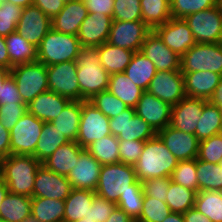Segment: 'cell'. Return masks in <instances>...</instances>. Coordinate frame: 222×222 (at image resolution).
Masks as SVG:
<instances>
[{"label":"cell","mask_w":222,"mask_h":222,"mask_svg":"<svg viewBox=\"0 0 222 222\" xmlns=\"http://www.w3.org/2000/svg\"><path fill=\"white\" fill-rule=\"evenodd\" d=\"M80 101H88L95 94L108 90L110 74L100 64L97 47H82L75 57Z\"/></svg>","instance_id":"6da1fadb"},{"label":"cell","mask_w":222,"mask_h":222,"mask_svg":"<svg viewBox=\"0 0 222 222\" xmlns=\"http://www.w3.org/2000/svg\"><path fill=\"white\" fill-rule=\"evenodd\" d=\"M178 162L156 134L145 141L140 158L134 165L137 180L142 182L157 177H171Z\"/></svg>","instance_id":"7a4b0ae2"},{"label":"cell","mask_w":222,"mask_h":222,"mask_svg":"<svg viewBox=\"0 0 222 222\" xmlns=\"http://www.w3.org/2000/svg\"><path fill=\"white\" fill-rule=\"evenodd\" d=\"M40 165L33 155L10 154L1 160L0 177L10 193L32 198L35 176Z\"/></svg>","instance_id":"3957f363"},{"label":"cell","mask_w":222,"mask_h":222,"mask_svg":"<svg viewBox=\"0 0 222 222\" xmlns=\"http://www.w3.org/2000/svg\"><path fill=\"white\" fill-rule=\"evenodd\" d=\"M141 185L134 166L124 163L102 165L95 193L117 204L121 194L135 192Z\"/></svg>","instance_id":"277c9868"},{"label":"cell","mask_w":222,"mask_h":222,"mask_svg":"<svg viewBox=\"0 0 222 222\" xmlns=\"http://www.w3.org/2000/svg\"><path fill=\"white\" fill-rule=\"evenodd\" d=\"M81 49L77 36L51 29L37 47V62L51 66L74 61Z\"/></svg>","instance_id":"5b68a950"},{"label":"cell","mask_w":222,"mask_h":222,"mask_svg":"<svg viewBox=\"0 0 222 222\" xmlns=\"http://www.w3.org/2000/svg\"><path fill=\"white\" fill-rule=\"evenodd\" d=\"M10 74L14 78L23 103L28 105L39 94L49 91L47 66L32 62L13 66Z\"/></svg>","instance_id":"8992f818"},{"label":"cell","mask_w":222,"mask_h":222,"mask_svg":"<svg viewBox=\"0 0 222 222\" xmlns=\"http://www.w3.org/2000/svg\"><path fill=\"white\" fill-rule=\"evenodd\" d=\"M181 73L211 71L222 75V42L196 43L181 56Z\"/></svg>","instance_id":"52a82bcc"},{"label":"cell","mask_w":222,"mask_h":222,"mask_svg":"<svg viewBox=\"0 0 222 222\" xmlns=\"http://www.w3.org/2000/svg\"><path fill=\"white\" fill-rule=\"evenodd\" d=\"M44 121L28 111L10 131V154L33 155L42 132Z\"/></svg>","instance_id":"ba28073f"},{"label":"cell","mask_w":222,"mask_h":222,"mask_svg":"<svg viewBox=\"0 0 222 222\" xmlns=\"http://www.w3.org/2000/svg\"><path fill=\"white\" fill-rule=\"evenodd\" d=\"M184 20L196 43L222 42V12L218 6L192 13Z\"/></svg>","instance_id":"9c48e42d"},{"label":"cell","mask_w":222,"mask_h":222,"mask_svg":"<svg viewBox=\"0 0 222 222\" xmlns=\"http://www.w3.org/2000/svg\"><path fill=\"white\" fill-rule=\"evenodd\" d=\"M111 135L109 118L89 101H82L79 132L76 142L82 148Z\"/></svg>","instance_id":"30bf717a"},{"label":"cell","mask_w":222,"mask_h":222,"mask_svg":"<svg viewBox=\"0 0 222 222\" xmlns=\"http://www.w3.org/2000/svg\"><path fill=\"white\" fill-rule=\"evenodd\" d=\"M109 125L111 134L118 140L147 141L157 134L131 107L118 116L110 118Z\"/></svg>","instance_id":"8fae6325"},{"label":"cell","mask_w":222,"mask_h":222,"mask_svg":"<svg viewBox=\"0 0 222 222\" xmlns=\"http://www.w3.org/2000/svg\"><path fill=\"white\" fill-rule=\"evenodd\" d=\"M48 89L71 101H80L77 64L67 61L47 66Z\"/></svg>","instance_id":"7c38bea8"},{"label":"cell","mask_w":222,"mask_h":222,"mask_svg":"<svg viewBox=\"0 0 222 222\" xmlns=\"http://www.w3.org/2000/svg\"><path fill=\"white\" fill-rule=\"evenodd\" d=\"M151 31L143 21H112L107 42L136 52Z\"/></svg>","instance_id":"4fadbf2b"},{"label":"cell","mask_w":222,"mask_h":222,"mask_svg":"<svg viewBox=\"0 0 222 222\" xmlns=\"http://www.w3.org/2000/svg\"><path fill=\"white\" fill-rule=\"evenodd\" d=\"M162 42L180 57L196 44L192 31L183 18L171 17L153 29Z\"/></svg>","instance_id":"5bb4252c"},{"label":"cell","mask_w":222,"mask_h":222,"mask_svg":"<svg viewBox=\"0 0 222 222\" xmlns=\"http://www.w3.org/2000/svg\"><path fill=\"white\" fill-rule=\"evenodd\" d=\"M147 91L174 106L186 96L183 74L181 71H157Z\"/></svg>","instance_id":"9a60e30c"},{"label":"cell","mask_w":222,"mask_h":222,"mask_svg":"<svg viewBox=\"0 0 222 222\" xmlns=\"http://www.w3.org/2000/svg\"><path fill=\"white\" fill-rule=\"evenodd\" d=\"M51 29V18L46 16L39 7L30 5L23 8L16 32L30 44L38 47Z\"/></svg>","instance_id":"2e32d148"},{"label":"cell","mask_w":222,"mask_h":222,"mask_svg":"<svg viewBox=\"0 0 222 222\" xmlns=\"http://www.w3.org/2000/svg\"><path fill=\"white\" fill-rule=\"evenodd\" d=\"M33 197L65 201L73 187L66 176L59 175L40 165L34 181Z\"/></svg>","instance_id":"e0dca14e"},{"label":"cell","mask_w":222,"mask_h":222,"mask_svg":"<svg viewBox=\"0 0 222 222\" xmlns=\"http://www.w3.org/2000/svg\"><path fill=\"white\" fill-rule=\"evenodd\" d=\"M134 109L156 133L170 125L172 106L148 91L142 93Z\"/></svg>","instance_id":"ac0fdd59"},{"label":"cell","mask_w":222,"mask_h":222,"mask_svg":"<svg viewBox=\"0 0 222 222\" xmlns=\"http://www.w3.org/2000/svg\"><path fill=\"white\" fill-rule=\"evenodd\" d=\"M157 135L178 161L197 159L199 140L195 134L184 133L168 125Z\"/></svg>","instance_id":"d6986e66"},{"label":"cell","mask_w":222,"mask_h":222,"mask_svg":"<svg viewBox=\"0 0 222 222\" xmlns=\"http://www.w3.org/2000/svg\"><path fill=\"white\" fill-rule=\"evenodd\" d=\"M140 52L155 65L157 71H181V57L169 49L153 30L146 36Z\"/></svg>","instance_id":"ffe728a7"},{"label":"cell","mask_w":222,"mask_h":222,"mask_svg":"<svg viewBox=\"0 0 222 222\" xmlns=\"http://www.w3.org/2000/svg\"><path fill=\"white\" fill-rule=\"evenodd\" d=\"M208 101L185 96L172 106L170 126L184 133L195 134L204 105Z\"/></svg>","instance_id":"44dd1931"},{"label":"cell","mask_w":222,"mask_h":222,"mask_svg":"<svg viewBox=\"0 0 222 222\" xmlns=\"http://www.w3.org/2000/svg\"><path fill=\"white\" fill-rule=\"evenodd\" d=\"M112 21L111 16L88 13L77 34L81 46L92 48L107 42Z\"/></svg>","instance_id":"7402d4cb"},{"label":"cell","mask_w":222,"mask_h":222,"mask_svg":"<svg viewBox=\"0 0 222 222\" xmlns=\"http://www.w3.org/2000/svg\"><path fill=\"white\" fill-rule=\"evenodd\" d=\"M101 164L84 149L77 164L69 172L67 178L74 189L95 191L99 182Z\"/></svg>","instance_id":"603a6c76"},{"label":"cell","mask_w":222,"mask_h":222,"mask_svg":"<svg viewBox=\"0 0 222 222\" xmlns=\"http://www.w3.org/2000/svg\"><path fill=\"white\" fill-rule=\"evenodd\" d=\"M88 11L82 0L65 3L58 15L51 19L52 29L68 35L77 36L80 25L87 17Z\"/></svg>","instance_id":"cb8c5ba5"},{"label":"cell","mask_w":222,"mask_h":222,"mask_svg":"<svg viewBox=\"0 0 222 222\" xmlns=\"http://www.w3.org/2000/svg\"><path fill=\"white\" fill-rule=\"evenodd\" d=\"M185 94L188 97L209 100L218 86L222 75L211 71L182 73Z\"/></svg>","instance_id":"d4e9b609"},{"label":"cell","mask_w":222,"mask_h":222,"mask_svg":"<svg viewBox=\"0 0 222 222\" xmlns=\"http://www.w3.org/2000/svg\"><path fill=\"white\" fill-rule=\"evenodd\" d=\"M70 101L55 92L46 91L27 105V111L44 122H52Z\"/></svg>","instance_id":"484cf974"},{"label":"cell","mask_w":222,"mask_h":222,"mask_svg":"<svg viewBox=\"0 0 222 222\" xmlns=\"http://www.w3.org/2000/svg\"><path fill=\"white\" fill-rule=\"evenodd\" d=\"M84 149L76 141H70L61 145L42 165L52 172L67 177Z\"/></svg>","instance_id":"4316f807"},{"label":"cell","mask_w":222,"mask_h":222,"mask_svg":"<svg viewBox=\"0 0 222 222\" xmlns=\"http://www.w3.org/2000/svg\"><path fill=\"white\" fill-rule=\"evenodd\" d=\"M97 49L100 55V64L110 75L124 72L135 53L129 49L113 46L108 42L98 46Z\"/></svg>","instance_id":"83f0119b"},{"label":"cell","mask_w":222,"mask_h":222,"mask_svg":"<svg viewBox=\"0 0 222 222\" xmlns=\"http://www.w3.org/2000/svg\"><path fill=\"white\" fill-rule=\"evenodd\" d=\"M157 70L155 65L140 51H136L124 73L144 91H147Z\"/></svg>","instance_id":"f1b7e54d"},{"label":"cell","mask_w":222,"mask_h":222,"mask_svg":"<svg viewBox=\"0 0 222 222\" xmlns=\"http://www.w3.org/2000/svg\"><path fill=\"white\" fill-rule=\"evenodd\" d=\"M108 91L131 108H135L144 92L124 72L110 75Z\"/></svg>","instance_id":"f546056e"},{"label":"cell","mask_w":222,"mask_h":222,"mask_svg":"<svg viewBox=\"0 0 222 222\" xmlns=\"http://www.w3.org/2000/svg\"><path fill=\"white\" fill-rule=\"evenodd\" d=\"M82 101H70L51 123L69 141H76L81 118Z\"/></svg>","instance_id":"4dcf8cb0"},{"label":"cell","mask_w":222,"mask_h":222,"mask_svg":"<svg viewBox=\"0 0 222 222\" xmlns=\"http://www.w3.org/2000/svg\"><path fill=\"white\" fill-rule=\"evenodd\" d=\"M11 69L13 66L37 61V47L30 44L18 32L5 37Z\"/></svg>","instance_id":"1f68e13d"},{"label":"cell","mask_w":222,"mask_h":222,"mask_svg":"<svg viewBox=\"0 0 222 222\" xmlns=\"http://www.w3.org/2000/svg\"><path fill=\"white\" fill-rule=\"evenodd\" d=\"M68 142L70 141L51 122H44L35 148V158L42 164L61 145Z\"/></svg>","instance_id":"d6a6232c"},{"label":"cell","mask_w":222,"mask_h":222,"mask_svg":"<svg viewBox=\"0 0 222 222\" xmlns=\"http://www.w3.org/2000/svg\"><path fill=\"white\" fill-rule=\"evenodd\" d=\"M95 191L72 189L65 199L63 222H74L83 219L92 206Z\"/></svg>","instance_id":"836d02e7"},{"label":"cell","mask_w":222,"mask_h":222,"mask_svg":"<svg viewBox=\"0 0 222 222\" xmlns=\"http://www.w3.org/2000/svg\"><path fill=\"white\" fill-rule=\"evenodd\" d=\"M32 198L8 192L2 201L0 217L7 222H21L31 215Z\"/></svg>","instance_id":"e575fe53"},{"label":"cell","mask_w":222,"mask_h":222,"mask_svg":"<svg viewBox=\"0 0 222 222\" xmlns=\"http://www.w3.org/2000/svg\"><path fill=\"white\" fill-rule=\"evenodd\" d=\"M64 211L62 200L32 197L31 215L39 222H63Z\"/></svg>","instance_id":"d590c367"},{"label":"cell","mask_w":222,"mask_h":222,"mask_svg":"<svg viewBox=\"0 0 222 222\" xmlns=\"http://www.w3.org/2000/svg\"><path fill=\"white\" fill-rule=\"evenodd\" d=\"M198 121L195 136L199 141L220 133L222 128V110L209 101L204 105Z\"/></svg>","instance_id":"8d00e7d4"},{"label":"cell","mask_w":222,"mask_h":222,"mask_svg":"<svg viewBox=\"0 0 222 222\" xmlns=\"http://www.w3.org/2000/svg\"><path fill=\"white\" fill-rule=\"evenodd\" d=\"M101 165L120 163L119 140L114 135H107L92 142L85 148Z\"/></svg>","instance_id":"74e56055"},{"label":"cell","mask_w":222,"mask_h":222,"mask_svg":"<svg viewBox=\"0 0 222 222\" xmlns=\"http://www.w3.org/2000/svg\"><path fill=\"white\" fill-rule=\"evenodd\" d=\"M142 21L153 30L170 18V0H141Z\"/></svg>","instance_id":"f35d334b"},{"label":"cell","mask_w":222,"mask_h":222,"mask_svg":"<svg viewBox=\"0 0 222 222\" xmlns=\"http://www.w3.org/2000/svg\"><path fill=\"white\" fill-rule=\"evenodd\" d=\"M197 192L170 180L166 203L174 213L184 214L195 205Z\"/></svg>","instance_id":"ab89813d"},{"label":"cell","mask_w":222,"mask_h":222,"mask_svg":"<svg viewBox=\"0 0 222 222\" xmlns=\"http://www.w3.org/2000/svg\"><path fill=\"white\" fill-rule=\"evenodd\" d=\"M194 208L212 222H222V191H199Z\"/></svg>","instance_id":"60d3db41"},{"label":"cell","mask_w":222,"mask_h":222,"mask_svg":"<svg viewBox=\"0 0 222 222\" xmlns=\"http://www.w3.org/2000/svg\"><path fill=\"white\" fill-rule=\"evenodd\" d=\"M199 191H222V167L196 159Z\"/></svg>","instance_id":"b9f144b4"},{"label":"cell","mask_w":222,"mask_h":222,"mask_svg":"<svg viewBox=\"0 0 222 222\" xmlns=\"http://www.w3.org/2000/svg\"><path fill=\"white\" fill-rule=\"evenodd\" d=\"M109 119L114 118L127 109V105L108 90L95 94L90 100Z\"/></svg>","instance_id":"7bdbcfd3"},{"label":"cell","mask_w":222,"mask_h":222,"mask_svg":"<svg viewBox=\"0 0 222 222\" xmlns=\"http://www.w3.org/2000/svg\"><path fill=\"white\" fill-rule=\"evenodd\" d=\"M196 173V159L179 161L171 175V181L198 193L199 184Z\"/></svg>","instance_id":"ee69618b"},{"label":"cell","mask_w":222,"mask_h":222,"mask_svg":"<svg viewBox=\"0 0 222 222\" xmlns=\"http://www.w3.org/2000/svg\"><path fill=\"white\" fill-rule=\"evenodd\" d=\"M171 212L166 202L153 197H144L141 214L135 221L162 222Z\"/></svg>","instance_id":"f6af8a7d"},{"label":"cell","mask_w":222,"mask_h":222,"mask_svg":"<svg viewBox=\"0 0 222 222\" xmlns=\"http://www.w3.org/2000/svg\"><path fill=\"white\" fill-rule=\"evenodd\" d=\"M217 6V0H170V14L173 18L186 16Z\"/></svg>","instance_id":"bcb514c9"},{"label":"cell","mask_w":222,"mask_h":222,"mask_svg":"<svg viewBox=\"0 0 222 222\" xmlns=\"http://www.w3.org/2000/svg\"><path fill=\"white\" fill-rule=\"evenodd\" d=\"M113 21H142L141 0H114Z\"/></svg>","instance_id":"7dc6e473"},{"label":"cell","mask_w":222,"mask_h":222,"mask_svg":"<svg viewBox=\"0 0 222 222\" xmlns=\"http://www.w3.org/2000/svg\"><path fill=\"white\" fill-rule=\"evenodd\" d=\"M23 8L13 3L3 2L0 7V36H8L16 31Z\"/></svg>","instance_id":"c3c4849f"},{"label":"cell","mask_w":222,"mask_h":222,"mask_svg":"<svg viewBox=\"0 0 222 222\" xmlns=\"http://www.w3.org/2000/svg\"><path fill=\"white\" fill-rule=\"evenodd\" d=\"M198 160L218 164L222 161V137L217 134L199 141Z\"/></svg>","instance_id":"681fc988"},{"label":"cell","mask_w":222,"mask_h":222,"mask_svg":"<svg viewBox=\"0 0 222 222\" xmlns=\"http://www.w3.org/2000/svg\"><path fill=\"white\" fill-rule=\"evenodd\" d=\"M143 198L144 192L143 186L141 185L135 192L121 194L118 199L117 207L136 220L142 211Z\"/></svg>","instance_id":"f907efd6"},{"label":"cell","mask_w":222,"mask_h":222,"mask_svg":"<svg viewBox=\"0 0 222 222\" xmlns=\"http://www.w3.org/2000/svg\"><path fill=\"white\" fill-rule=\"evenodd\" d=\"M116 207L117 204L107 201L95 193L92 206L88 209V212L82 220L105 222Z\"/></svg>","instance_id":"816d5d0a"},{"label":"cell","mask_w":222,"mask_h":222,"mask_svg":"<svg viewBox=\"0 0 222 222\" xmlns=\"http://www.w3.org/2000/svg\"><path fill=\"white\" fill-rule=\"evenodd\" d=\"M171 177H157L142 181L144 197H153L166 202Z\"/></svg>","instance_id":"f5cc1de1"},{"label":"cell","mask_w":222,"mask_h":222,"mask_svg":"<svg viewBox=\"0 0 222 222\" xmlns=\"http://www.w3.org/2000/svg\"><path fill=\"white\" fill-rule=\"evenodd\" d=\"M145 141L119 140L120 163L134 166L142 153Z\"/></svg>","instance_id":"db71d44e"},{"label":"cell","mask_w":222,"mask_h":222,"mask_svg":"<svg viewBox=\"0 0 222 222\" xmlns=\"http://www.w3.org/2000/svg\"><path fill=\"white\" fill-rule=\"evenodd\" d=\"M26 112L27 105L25 103L0 105V123L6 130L11 131Z\"/></svg>","instance_id":"11a10c76"},{"label":"cell","mask_w":222,"mask_h":222,"mask_svg":"<svg viewBox=\"0 0 222 222\" xmlns=\"http://www.w3.org/2000/svg\"><path fill=\"white\" fill-rule=\"evenodd\" d=\"M15 103H23V101L18 91L17 84L12 75L10 74L3 83V86L1 87L0 105H8Z\"/></svg>","instance_id":"9f6ffc18"},{"label":"cell","mask_w":222,"mask_h":222,"mask_svg":"<svg viewBox=\"0 0 222 222\" xmlns=\"http://www.w3.org/2000/svg\"><path fill=\"white\" fill-rule=\"evenodd\" d=\"M88 13H102L106 16L113 14L114 0H82Z\"/></svg>","instance_id":"6f0895ef"},{"label":"cell","mask_w":222,"mask_h":222,"mask_svg":"<svg viewBox=\"0 0 222 222\" xmlns=\"http://www.w3.org/2000/svg\"><path fill=\"white\" fill-rule=\"evenodd\" d=\"M64 0H33L32 5L39 7L49 18H53L63 9Z\"/></svg>","instance_id":"680465c9"},{"label":"cell","mask_w":222,"mask_h":222,"mask_svg":"<svg viewBox=\"0 0 222 222\" xmlns=\"http://www.w3.org/2000/svg\"><path fill=\"white\" fill-rule=\"evenodd\" d=\"M10 155V131L6 130L0 123V157L6 158Z\"/></svg>","instance_id":"91938a15"},{"label":"cell","mask_w":222,"mask_h":222,"mask_svg":"<svg viewBox=\"0 0 222 222\" xmlns=\"http://www.w3.org/2000/svg\"><path fill=\"white\" fill-rule=\"evenodd\" d=\"M185 222H212L208 217L196 210L194 207L183 214Z\"/></svg>","instance_id":"94428289"},{"label":"cell","mask_w":222,"mask_h":222,"mask_svg":"<svg viewBox=\"0 0 222 222\" xmlns=\"http://www.w3.org/2000/svg\"><path fill=\"white\" fill-rule=\"evenodd\" d=\"M105 222H136L130 215H127L122 209L116 207Z\"/></svg>","instance_id":"6125c7cd"},{"label":"cell","mask_w":222,"mask_h":222,"mask_svg":"<svg viewBox=\"0 0 222 222\" xmlns=\"http://www.w3.org/2000/svg\"><path fill=\"white\" fill-rule=\"evenodd\" d=\"M0 66L11 70V62L4 36H0Z\"/></svg>","instance_id":"be15d7a7"},{"label":"cell","mask_w":222,"mask_h":222,"mask_svg":"<svg viewBox=\"0 0 222 222\" xmlns=\"http://www.w3.org/2000/svg\"><path fill=\"white\" fill-rule=\"evenodd\" d=\"M212 105L222 107V78L218 86L215 88L213 95L208 100Z\"/></svg>","instance_id":"e7e4bbea"},{"label":"cell","mask_w":222,"mask_h":222,"mask_svg":"<svg viewBox=\"0 0 222 222\" xmlns=\"http://www.w3.org/2000/svg\"><path fill=\"white\" fill-rule=\"evenodd\" d=\"M162 222H185L183 214L171 212Z\"/></svg>","instance_id":"03108f58"},{"label":"cell","mask_w":222,"mask_h":222,"mask_svg":"<svg viewBox=\"0 0 222 222\" xmlns=\"http://www.w3.org/2000/svg\"><path fill=\"white\" fill-rule=\"evenodd\" d=\"M8 192L9 190H8L7 185L5 184L4 180L0 177V208L2 205V201L4 200Z\"/></svg>","instance_id":"003e7915"},{"label":"cell","mask_w":222,"mask_h":222,"mask_svg":"<svg viewBox=\"0 0 222 222\" xmlns=\"http://www.w3.org/2000/svg\"><path fill=\"white\" fill-rule=\"evenodd\" d=\"M4 2L13 3L14 5L25 8L32 5L33 0H4Z\"/></svg>","instance_id":"a7ac6f4b"},{"label":"cell","mask_w":222,"mask_h":222,"mask_svg":"<svg viewBox=\"0 0 222 222\" xmlns=\"http://www.w3.org/2000/svg\"><path fill=\"white\" fill-rule=\"evenodd\" d=\"M10 75V69L0 66V91L6 78Z\"/></svg>","instance_id":"89a4df30"},{"label":"cell","mask_w":222,"mask_h":222,"mask_svg":"<svg viewBox=\"0 0 222 222\" xmlns=\"http://www.w3.org/2000/svg\"><path fill=\"white\" fill-rule=\"evenodd\" d=\"M21 222H39V221L35 219L32 215H30Z\"/></svg>","instance_id":"2644e50d"},{"label":"cell","mask_w":222,"mask_h":222,"mask_svg":"<svg viewBox=\"0 0 222 222\" xmlns=\"http://www.w3.org/2000/svg\"><path fill=\"white\" fill-rule=\"evenodd\" d=\"M217 6L222 12V0H217Z\"/></svg>","instance_id":"8c879c8a"},{"label":"cell","mask_w":222,"mask_h":222,"mask_svg":"<svg viewBox=\"0 0 222 222\" xmlns=\"http://www.w3.org/2000/svg\"><path fill=\"white\" fill-rule=\"evenodd\" d=\"M74 222H96V221H90V220H82V219H80V220L74 221Z\"/></svg>","instance_id":"753ad0ef"},{"label":"cell","mask_w":222,"mask_h":222,"mask_svg":"<svg viewBox=\"0 0 222 222\" xmlns=\"http://www.w3.org/2000/svg\"><path fill=\"white\" fill-rule=\"evenodd\" d=\"M0 222H7V221H5L4 219H2V218L0 217Z\"/></svg>","instance_id":"34e18365"},{"label":"cell","mask_w":222,"mask_h":222,"mask_svg":"<svg viewBox=\"0 0 222 222\" xmlns=\"http://www.w3.org/2000/svg\"><path fill=\"white\" fill-rule=\"evenodd\" d=\"M4 2V0H0V7L2 6V3Z\"/></svg>","instance_id":"11e5206c"},{"label":"cell","mask_w":222,"mask_h":222,"mask_svg":"<svg viewBox=\"0 0 222 222\" xmlns=\"http://www.w3.org/2000/svg\"><path fill=\"white\" fill-rule=\"evenodd\" d=\"M219 135L222 137V128L220 129V133H219Z\"/></svg>","instance_id":"2a66077c"},{"label":"cell","mask_w":222,"mask_h":222,"mask_svg":"<svg viewBox=\"0 0 222 222\" xmlns=\"http://www.w3.org/2000/svg\"><path fill=\"white\" fill-rule=\"evenodd\" d=\"M218 165H219L220 167H222V161H221V162H219V163H218Z\"/></svg>","instance_id":"b9fcfbb0"}]
</instances>
